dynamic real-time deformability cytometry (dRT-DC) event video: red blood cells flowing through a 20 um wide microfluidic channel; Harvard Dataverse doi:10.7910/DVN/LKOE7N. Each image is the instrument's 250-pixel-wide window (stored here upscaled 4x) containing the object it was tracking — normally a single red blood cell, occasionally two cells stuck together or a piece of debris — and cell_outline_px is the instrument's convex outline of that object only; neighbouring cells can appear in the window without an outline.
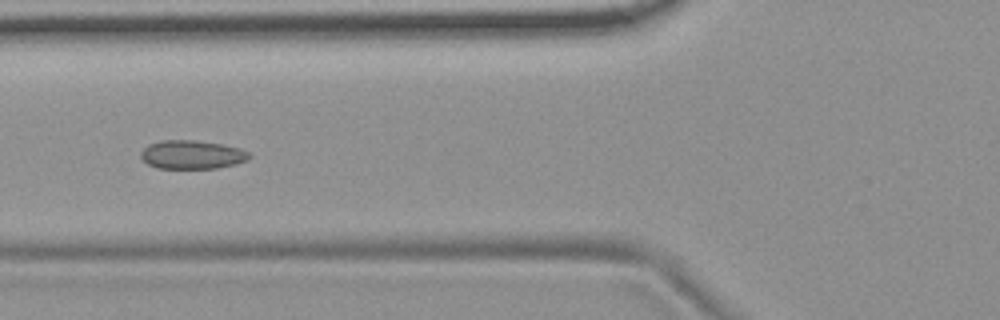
{"species": "common noctule bat (a hibernating species)", "species_latin": "Nyctalus noctula", "temperature_condition": "room temperature", "stored_images_in_passage": 10, "camera_frame_rate_fps": 3000, "um_per_image_px": 0.085, "animal": {"sex": "female", "body_mass_g": 19.9}, "frame": {"image": 1, "passage_image": 5, "time_ms": 1.333, "image_size_px": [1000, 320], "cell_outline_px": [[252, 156], [248, 160], [236, 164], [216, 168], [156, 168], [148, 164], [140, 156], [140, 152], [148, 144], [160, 140], [196, 140], [224, 144], [240, 148], [248, 152]], "centroid_in_image_um": [16.33, 13.13], "position_along_channel_um": 109.5, "area_um2": 18.26}}
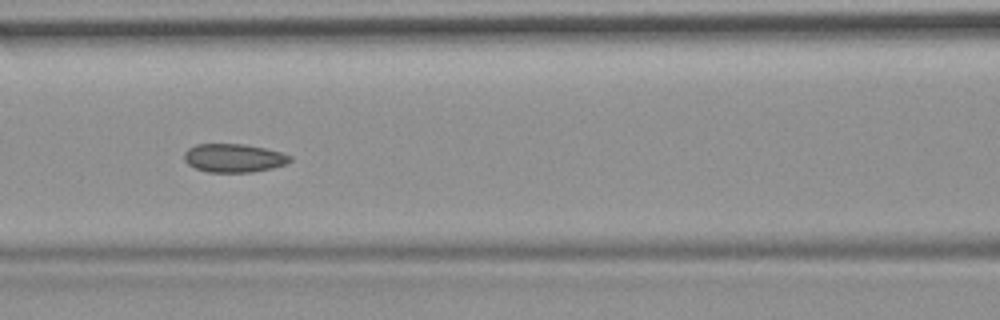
{"frame": {"image": 2, "passage_image": 6, "time_ms": 1.667, "image_size_px": [1000, 320], "cell_outline_px": [[292, 160], [284, 164], [272, 168], [252, 172], [208, 172], [196, 168], [188, 164], [184, 160], [184, 152], [188, 148], [196, 144], [244, 144], [264, 148], [280, 152], [292, 156]], "centroid_in_image_um": [19.85, 13.43], "position_along_channel_um": 146.7, "area_um2": 17.51}}